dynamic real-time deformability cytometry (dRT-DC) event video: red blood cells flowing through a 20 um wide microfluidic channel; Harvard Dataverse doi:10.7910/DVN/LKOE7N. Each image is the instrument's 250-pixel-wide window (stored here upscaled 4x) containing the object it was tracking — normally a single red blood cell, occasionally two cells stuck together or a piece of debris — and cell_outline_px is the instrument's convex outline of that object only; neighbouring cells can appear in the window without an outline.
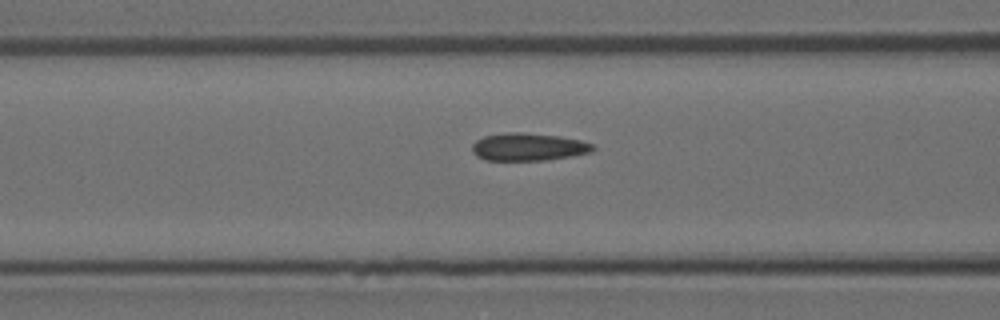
{"species": "Egyptian fruit bat (a non-hibernating species)", "species_latin": "Rousettus aegyptiacus", "temperature_condition": "room temperature", "stored_images_in_passage": 4, "segment_of_instrument_passage": [1, 2], "camera_frame_rate_fps": 3000, "um_per_image_px": 0.085, "animal": {"sex": "female"}, "frame": {"image": 1, "passage_image": 3, "time_ms": 0.667, "image_size_px": [1000, 320], "cell_outline_px": [[596, 148], [588, 152], [568, 156], [544, 160], [484, 160], [476, 156], [472, 152], [472, 144], [476, 140], [484, 136], [508, 132], [520, 132], [560, 136], [580, 140], [592, 144]], "centroid_in_image_um": [44.85, 12.48], "position_along_channel_um": 121.8, "area_um2": 19.31}}